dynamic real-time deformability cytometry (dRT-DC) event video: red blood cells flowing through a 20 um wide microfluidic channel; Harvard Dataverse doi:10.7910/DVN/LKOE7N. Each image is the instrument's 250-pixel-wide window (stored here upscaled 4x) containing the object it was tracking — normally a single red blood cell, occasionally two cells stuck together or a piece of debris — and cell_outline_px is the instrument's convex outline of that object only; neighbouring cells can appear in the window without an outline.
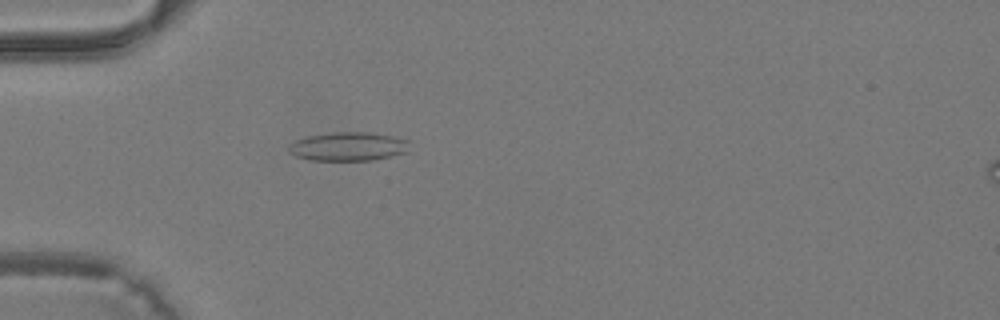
{"species": "common noctule bat (a hibernating species)", "species_latin": "Nyctalus noctula", "temperature_condition": "warm", "stored_images_in_passage": 41, "camera_frame_rate_fps": 3000, "um_per_image_px": 0.085, "animal": {"sex": "male", "body_mass_g": 19.2, "forearm_length_mm": 51.8}, "frame": {"image": 1, "passage_image": 13, "time_ms": 4.0, "image_size_px": [1000, 320], "cell_outline_px": [[412, 140], [408, 152], [392, 156], [372, 160], [308, 160], [296, 156], [288, 152], [288, 148], [296, 140], [308, 136], [332, 132], [372, 132]], "centroid_in_image_um": [29.67, 12.45], "position_along_channel_um": 55.3, "area_um2": 20.46}}
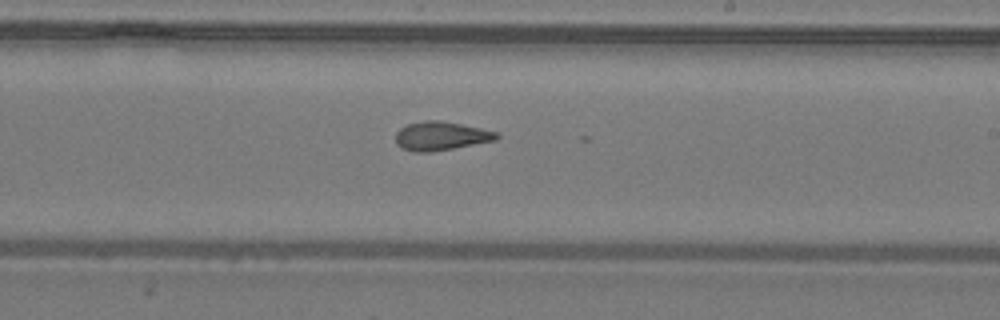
{"frame": {"image": 2, "passage_image": 25, "time_ms": 8.0, "image_size_px": [1000, 320], "cell_outline_px": [[500, 136], [496, 140], [452, 148], [428, 152], [416, 152], [400, 148], [396, 144], [396, 132], [400, 128], [408, 124], [424, 120], [440, 120], [480, 128], [496, 132]], "centroid_in_image_um": [37.44, 11.55], "position_along_channel_um": 251.6, "area_um2": 16.76}}
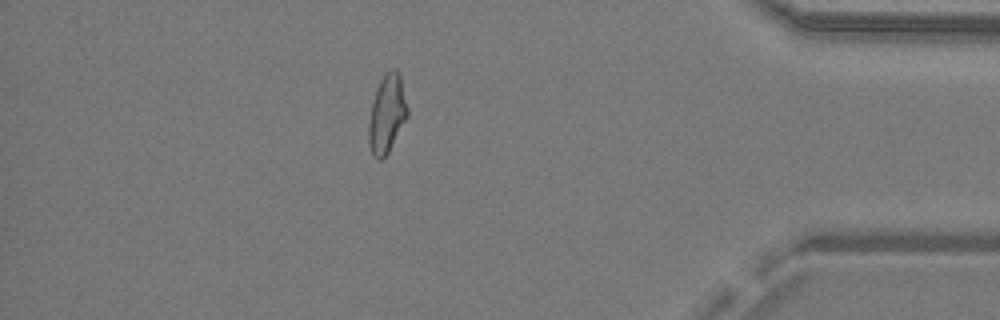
{"frame": {"image": 3, "passage_image": 36, "time_ms": 11.667, "image_size_px": [1000, 320], "cell_outline_px": [[408, 116], [388, 152], [380, 160], [376, 160], [372, 156], [368, 144], [368, 124], [372, 104], [376, 88], [380, 80], [392, 68], [396, 68], [400, 72], [408, 108]], "centroid_in_image_um": [32.89, 9.68], "position_along_channel_um": 402.3, "area_um2": 17.8}}